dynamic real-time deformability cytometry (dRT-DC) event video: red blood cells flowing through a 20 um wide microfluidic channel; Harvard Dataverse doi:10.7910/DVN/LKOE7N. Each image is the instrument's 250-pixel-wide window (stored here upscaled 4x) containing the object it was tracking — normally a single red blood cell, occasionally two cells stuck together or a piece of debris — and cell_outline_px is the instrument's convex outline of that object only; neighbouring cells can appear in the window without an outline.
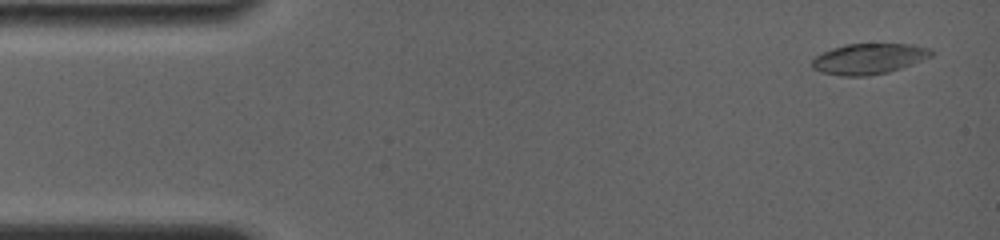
{"species": "common noctule bat (a hibernating species)", "species_latin": "Nyctalus noctula", "temperature_condition": "room temperature", "stored_images_in_passage": 28, "camera_frame_rate_fps": 4000, "um_per_image_px": 0.085, "animal": {"sex": "female", "body_mass_g": 19.0, "forearm_length_mm": 56.7}, "frame": {"image": 1, "passage_image": 2, "time_ms": 0.25, "image_size_px": [1000, 240], "cell_outline_px": [[936, 52], [932, 56], [912, 64], [888, 72], [868, 76], [840, 76], [820, 72], [812, 68], [812, 60], [816, 56], [832, 48], [844, 44], [912, 44], [932, 48]], "centroid_in_image_um": [73.87, 4.99], "position_along_channel_um": 11.1, "area_um2": 21.44}}
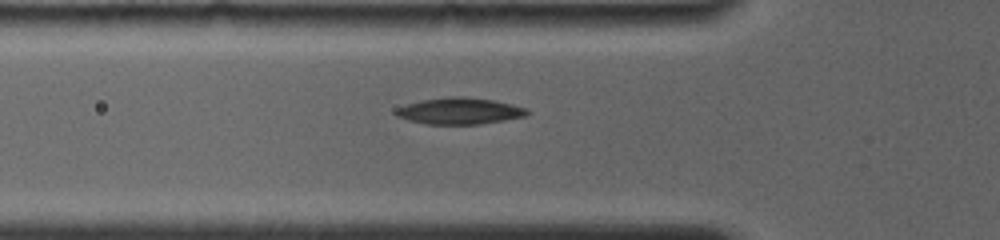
{"frame": {"image": 2, "passage_image": 16, "time_ms": 5.0, "image_size_px": [1000, 240], "cell_outline_px": [[528, 112], [524, 116], [504, 120], [480, 124], [424, 124], [408, 120], [396, 116], [392, 112], [396, 108], [420, 100], [448, 96], [464, 96], [492, 100], [512, 104], [528, 108]], "centroid_in_image_um": [39.01, 9.43], "position_along_channel_um": 86.8, "area_um2": 20.35}}
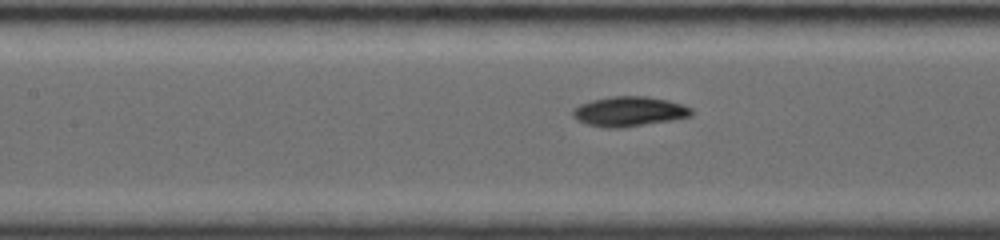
{"frame": {"image": 3, "passage_image": 24, "time_ms": 6.75, "image_size_px": [1000, 240], "cell_outline_px": [[692, 116], [672, 120], [620, 128], [604, 128], [588, 124], [576, 120], [572, 116], [572, 112], [580, 104], [592, 100], [612, 96], [644, 96], [668, 100], [684, 104], [692, 108]], "centroid_in_image_um": [53.49, 9.47], "position_along_channel_um": 153.9, "area_um2": 20.63}}